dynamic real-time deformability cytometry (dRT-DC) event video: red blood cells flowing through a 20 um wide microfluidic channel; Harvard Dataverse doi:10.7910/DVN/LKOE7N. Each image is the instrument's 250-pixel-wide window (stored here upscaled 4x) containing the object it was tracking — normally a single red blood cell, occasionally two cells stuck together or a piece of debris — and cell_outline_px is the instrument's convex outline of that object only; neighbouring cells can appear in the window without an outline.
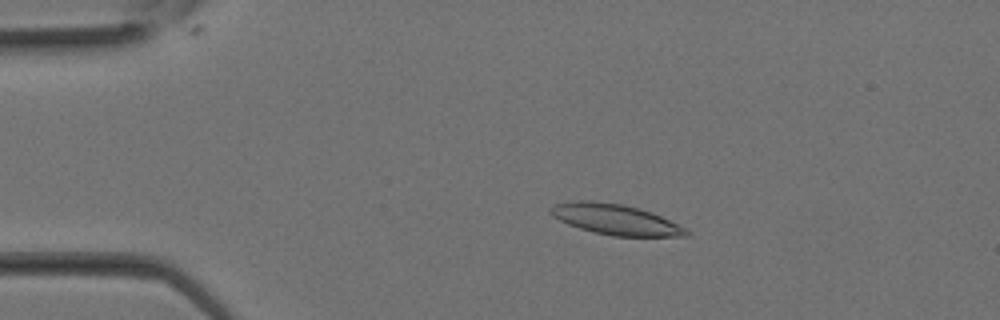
{"species": "Egyptian fruit bat (a non-hibernating species)", "species_latin": "Rousettus aegyptiacus", "temperature_condition": "room temperature", "stored_images_in_passage": 16, "camera_frame_rate_fps": 3000, "um_per_image_px": 0.085, "animal": {"sex": "female"}, "frame": {"image": 1, "passage_image": 6, "time_ms": 1.667, "image_size_px": [1000, 320], "cell_outline_px": [[688, 236], [612, 236], [580, 228], [568, 224], [552, 216], [548, 212], [556, 204], [576, 200], [588, 200], [624, 204], [640, 208], [652, 212], [684, 228], [688, 232]], "centroid_in_image_um": [52.28, 18.64], "position_along_channel_um": 32.7, "area_um2": 23.81}}
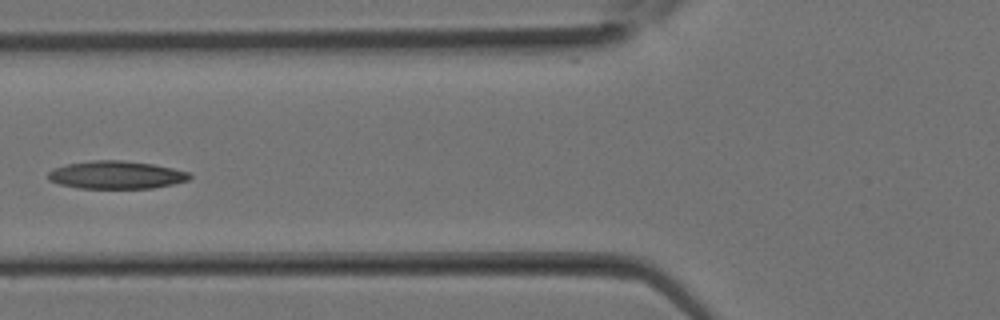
{"frame": {"image": 2, "passage_image": 12, "time_ms": 3.667, "image_size_px": [1000, 320], "cell_outline_px": [[192, 176], [188, 180], [172, 184], [152, 188], [80, 188], [60, 184], [48, 180], [48, 172], [56, 168], [68, 164], [92, 160], [120, 160], [152, 164], [192, 172]], "centroid_in_image_um": [9.91, 14.87], "position_along_channel_um": 115.9, "area_um2": 22.83}}
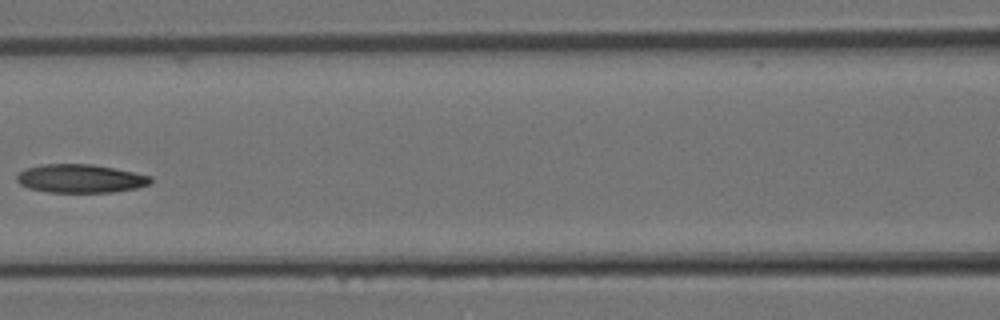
{"frame": {"image": 3, "passage_image": 14, "time_ms": 4.333, "image_size_px": [1000, 320], "cell_outline_px": [[152, 184], [136, 188], [112, 192], [48, 192], [28, 188], [20, 184], [16, 180], [16, 176], [20, 172], [28, 168], [40, 164], [92, 164], [116, 168], [152, 176]], "centroid_in_image_um": [6.86, 15.17], "position_along_channel_um": 159.7, "area_um2": 22.31}}